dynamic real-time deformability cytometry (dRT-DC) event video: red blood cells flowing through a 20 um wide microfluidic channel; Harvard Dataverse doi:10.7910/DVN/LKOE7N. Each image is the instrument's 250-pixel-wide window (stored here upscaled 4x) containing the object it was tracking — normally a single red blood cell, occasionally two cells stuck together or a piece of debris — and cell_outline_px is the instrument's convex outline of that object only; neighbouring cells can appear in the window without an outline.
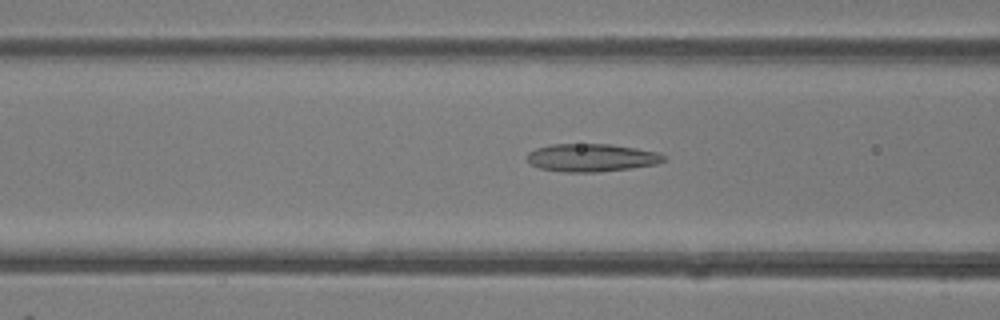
{"species": "common noctule bat (a hibernating species)", "species_latin": "Nyctalus noctula", "temperature_condition": "room temperature", "stored_images_in_passage": 46, "camera_frame_rate_fps": 3000, "um_per_image_px": 0.085, "animal": {"sex": "female"}, "frame": {"image": 1, "passage_image": 18, "time_ms": 5.667, "image_size_px": [1000, 320], "cell_outline_px": [[668, 156], [664, 160], [656, 164], [628, 168], [596, 172], [564, 172], [540, 168], [532, 164], [528, 160], [528, 152], [536, 148], [548, 144], [612, 144], [660, 152]], "centroid_in_image_um": [50.3, 13.39], "position_along_channel_um": 116.3, "area_um2": 22.2}}
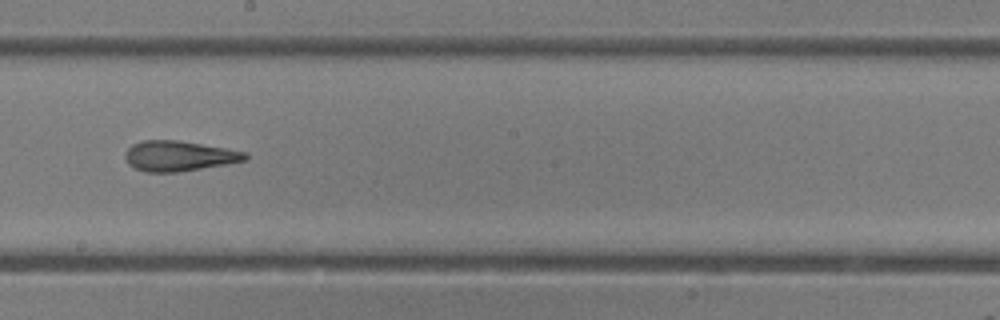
{"frame": {"image": 2, "passage_image": 26, "time_ms": 8.333, "image_size_px": [1000, 320], "cell_outline_px": [[248, 160], [180, 172], [144, 172], [128, 164], [124, 156], [124, 152], [132, 144], [144, 140], [176, 140], [248, 152]], "centroid_in_image_um": [15.19, 13.26], "position_along_channel_um": 233.0, "area_um2": 21.15}}
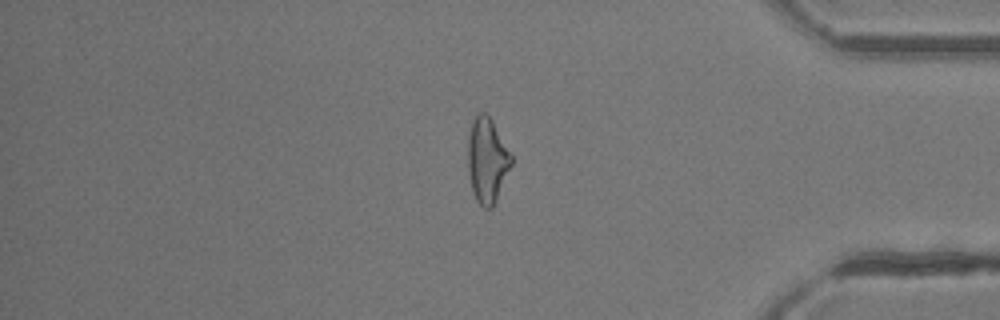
{"frame": {"image": 3, "passage_image": 39, "time_ms": 12.667, "image_size_px": [1000, 320], "cell_outline_px": [[512, 164], [496, 200], [492, 208], [484, 208], [476, 200], [472, 192], [468, 172], [468, 136], [472, 120], [480, 112], [484, 112], [492, 120], [512, 156]], "centroid_in_image_um": [41.39, 13.63], "position_along_channel_um": 393.8, "area_um2": 21.39}, "authors_computed_cell_mechanics": {"area_um2": 22.4264, "velocity_mm_per_s": 4.3674, "shape_relaxation_time_tau1_ms": null, "shape_relaxation_time_tau2_ms": 2.2119, "deformation_change_tau1": null, "deformation_change_tau2": 0.1236}}